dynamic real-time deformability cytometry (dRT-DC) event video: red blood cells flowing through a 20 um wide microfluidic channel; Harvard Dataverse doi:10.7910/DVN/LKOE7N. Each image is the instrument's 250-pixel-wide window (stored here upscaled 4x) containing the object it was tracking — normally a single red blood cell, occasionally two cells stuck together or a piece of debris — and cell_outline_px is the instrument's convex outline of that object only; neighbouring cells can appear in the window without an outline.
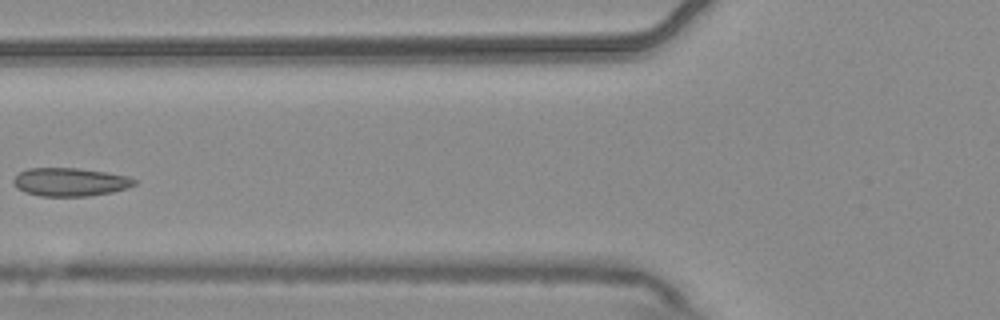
{"species": "common noctule bat (a hibernating species)", "species_latin": "Nyctalus noctula", "temperature_condition": "warm", "stored_images_in_passage": 7, "camera_frame_rate_fps": 3000, "um_per_image_px": 0.085, "animal": {"sex": "male", "body_mass_g": 20.4}, "frame": {"image": 1, "passage_image": 6, "time_ms": 1.667, "image_size_px": [1000, 320], "cell_outline_px": [[136, 184], [128, 188], [112, 192], [88, 196], [40, 196], [24, 192], [16, 188], [12, 180], [20, 172], [28, 168], [80, 168], [128, 176], [136, 180]], "centroid_in_image_um": [5.95, 15.47], "position_along_channel_um": 119.8, "area_um2": 20.0}}
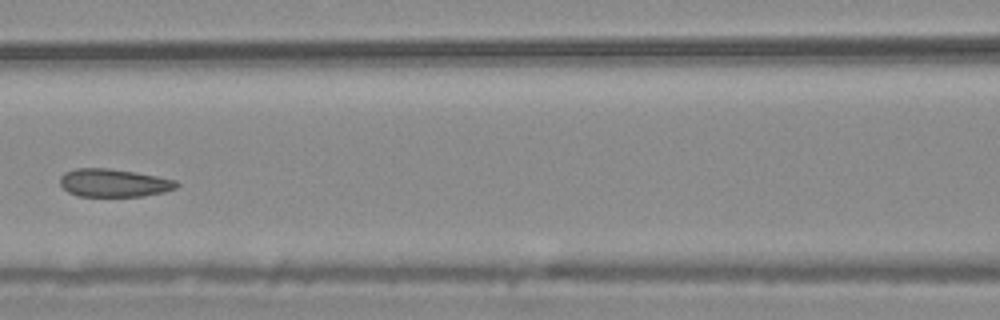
{"frame": {"image": 2, "passage_image": 7, "time_ms": 2.0, "image_size_px": [1000, 320], "cell_outline_px": [[180, 184], [176, 188], [164, 192], [144, 196], [76, 196], [68, 192], [60, 184], [60, 176], [64, 172], [76, 168], [108, 168], [136, 172], [176, 180]], "centroid_in_image_um": [9.67, 15.54], "position_along_channel_um": 156.9, "area_um2": 19.13}}